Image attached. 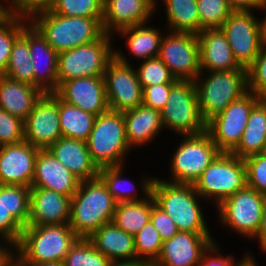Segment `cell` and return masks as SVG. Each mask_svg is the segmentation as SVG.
Wrapping results in <instances>:
<instances>
[{"instance_id":"6da1fadb","label":"cell","mask_w":266,"mask_h":266,"mask_svg":"<svg viewBox=\"0 0 266 266\" xmlns=\"http://www.w3.org/2000/svg\"><path fill=\"white\" fill-rule=\"evenodd\" d=\"M151 195L155 204L175 222L179 232L212 234L206 201L196 192L194 185L170 183L156 175Z\"/></svg>"},{"instance_id":"7a4b0ae2","label":"cell","mask_w":266,"mask_h":266,"mask_svg":"<svg viewBox=\"0 0 266 266\" xmlns=\"http://www.w3.org/2000/svg\"><path fill=\"white\" fill-rule=\"evenodd\" d=\"M116 205L99 176L81 181L71 197L69 226L79 238H89L102 225L112 222Z\"/></svg>"},{"instance_id":"3957f363","label":"cell","mask_w":266,"mask_h":266,"mask_svg":"<svg viewBox=\"0 0 266 266\" xmlns=\"http://www.w3.org/2000/svg\"><path fill=\"white\" fill-rule=\"evenodd\" d=\"M79 237L69 224L26 226L14 247L16 263L64 262Z\"/></svg>"},{"instance_id":"277c9868","label":"cell","mask_w":266,"mask_h":266,"mask_svg":"<svg viewBox=\"0 0 266 266\" xmlns=\"http://www.w3.org/2000/svg\"><path fill=\"white\" fill-rule=\"evenodd\" d=\"M29 22L58 53L98 40L103 34L102 18L63 16L49 11Z\"/></svg>"},{"instance_id":"5b68a950","label":"cell","mask_w":266,"mask_h":266,"mask_svg":"<svg viewBox=\"0 0 266 266\" xmlns=\"http://www.w3.org/2000/svg\"><path fill=\"white\" fill-rule=\"evenodd\" d=\"M86 142L91 160L98 169L127 164L133 151L126 138L123 112L111 109L96 116Z\"/></svg>"},{"instance_id":"8992f818","label":"cell","mask_w":266,"mask_h":266,"mask_svg":"<svg viewBox=\"0 0 266 266\" xmlns=\"http://www.w3.org/2000/svg\"><path fill=\"white\" fill-rule=\"evenodd\" d=\"M179 140L169 156L167 178L164 181L175 184H192L213 162L220 151L205 131L198 135L178 136Z\"/></svg>"},{"instance_id":"52a82bcc","label":"cell","mask_w":266,"mask_h":266,"mask_svg":"<svg viewBox=\"0 0 266 266\" xmlns=\"http://www.w3.org/2000/svg\"><path fill=\"white\" fill-rule=\"evenodd\" d=\"M194 83L201 116L207 122L248 92L247 69L201 71Z\"/></svg>"},{"instance_id":"ba28073f","label":"cell","mask_w":266,"mask_h":266,"mask_svg":"<svg viewBox=\"0 0 266 266\" xmlns=\"http://www.w3.org/2000/svg\"><path fill=\"white\" fill-rule=\"evenodd\" d=\"M246 186L244 159L220 152L194 183L196 192L213 209ZM213 204V205H212Z\"/></svg>"},{"instance_id":"9c48e42d","label":"cell","mask_w":266,"mask_h":266,"mask_svg":"<svg viewBox=\"0 0 266 266\" xmlns=\"http://www.w3.org/2000/svg\"><path fill=\"white\" fill-rule=\"evenodd\" d=\"M264 203V194L245 186L215 208L217 224L230 231L229 235L233 233L242 241L253 243L261 227Z\"/></svg>"},{"instance_id":"30bf717a","label":"cell","mask_w":266,"mask_h":266,"mask_svg":"<svg viewBox=\"0 0 266 266\" xmlns=\"http://www.w3.org/2000/svg\"><path fill=\"white\" fill-rule=\"evenodd\" d=\"M114 37L104 33L98 40L58 53V87L81 77L103 76L114 57Z\"/></svg>"},{"instance_id":"8fae6325","label":"cell","mask_w":266,"mask_h":266,"mask_svg":"<svg viewBox=\"0 0 266 266\" xmlns=\"http://www.w3.org/2000/svg\"><path fill=\"white\" fill-rule=\"evenodd\" d=\"M165 131L177 136L198 135L206 131L194 81L176 80L160 111Z\"/></svg>"},{"instance_id":"7c38bea8","label":"cell","mask_w":266,"mask_h":266,"mask_svg":"<svg viewBox=\"0 0 266 266\" xmlns=\"http://www.w3.org/2000/svg\"><path fill=\"white\" fill-rule=\"evenodd\" d=\"M256 11H233L220 29L237 63L248 68L265 44L262 17Z\"/></svg>"},{"instance_id":"4fadbf2b","label":"cell","mask_w":266,"mask_h":266,"mask_svg":"<svg viewBox=\"0 0 266 266\" xmlns=\"http://www.w3.org/2000/svg\"><path fill=\"white\" fill-rule=\"evenodd\" d=\"M260 100L248 91L206 122V132L220 152L231 153L238 146L250 112Z\"/></svg>"},{"instance_id":"5bb4252c","label":"cell","mask_w":266,"mask_h":266,"mask_svg":"<svg viewBox=\"0 0 266 266\" xmlns=\"http://www.w3.org/2000/svg\"><path fill=\"white\" fill-rule=\"evenodd\" d=\"M158 58L176 80L194 81L200 75V46L197 34L165 31Z\"/></svg>"},{"instance_id":"9a60e30c","label":"cell","mask_w":266,"mask_h":266,"mask_svg":"<svg viewBox=\"0 0 266 266\" xmlns=\"http://www.w3.org/2000/svg\"><path fill=\"white\" fill-rule=\"evenodd\" d=\"M109 108L124 112L142 104V87L134 64H126L115 56L103 75Z\"/></svg>"},{"instance_id":"2e32d148","label":"cell","mask_w":266,"mask_h":266,"mask_svg":"<svg viewBox=\"0 0 266 266\" xmlns=\"http://www.w3.org/2000/svg\"><path fill=\"white\" fill-rule=\"evenodd\" d=\"M62 137L59 96L44 93L24 121L25 141L39 149H48Z\"/></svg>"},{"instance_id":"e0dca14e","label":"cell","mask_w":266,"mask_h":266,"mask_svg":"<svg viewBox=\"0 0 266 266\" xmlns=\"http://www.w3.org/2000/svg\"><path fill=\"white\" fill-rule=\"evenodd\" d=\"M159 28V25L154 27L153 23L147 22L120 29L113 37L114 40L118 39L122 41L123 39L125 42L123 46L126 47V51H123L122 48H120L121 46H116V42H114V56L119 61L126 64H133V60H136L135 62L137 63V61L141 62L147 59L157 58L160 43L165 33L163 31L167 30L164 26L162 27L163 30Z\"/></svg>"},{"instance_id":"ac0fdd59","label":"cell","mask_w":266,"mask_h":266,"mask_svg":"<svg viewBox=\"0 0 266 266\" xmlns=\"http://www.w3.org/2000/svg\"><path fill=\"white\" fill-rule=\"evenodd\" d=\"M212 235L178 232L163 241L161 254L152 266H198L202 254L216 241Z\"/></svg>"},{"instance_id":"d6986e66","label":"cell","mask_w":266,"mask_h":266,"mask_svg":"<svg viewBox=\"0 0 266 266\" xmlns=\"http://www.w3.org/2000/svg\"><path fill=\"white\" fill-rule=\"evenodd\" d=\"M38 151L39 148L25 140L3 145L0 152V185H23L31 188Z\"/></svg>"},{"instance_id":"ffe728a7","label":"cell","mask_w":266,"mask_h":266,"mask_svg":"<svg viewBox=\"0 0 266 266\" xmlns=\"http://www.w3.org/2000/svg\"><path fill=\"white\" fill-rule=\"evenodd\" d=\"M55 93L65 102L96 116L109 110L103 76L63 82Z\"/></svg>"},{"instance_id":"44dd1931","label":"cell","mask_w":266,"mask_h":266,"mask_svg":"<svg viewBox=\"0 0 266 266\" xmlns=\"http://www.w3.org/2000/svg\"><path fill=\"white\" fill-rule=\"evenodd\" d=\"M71 197L46 188H31L27 226L69 224Z\"/></svg>"},{"instance_id":"7402d4cb","label":"cell","mask_w":266,"mask_h":266,"mask_svg":"<svg viewBox=\"0 0 266 266\" xmlns=\"http://www.w3.org/2000/svg\"><path fill=\"white\" fill-rule=\"evenodd\" d=\"M29 48L34 71V86L44 93L58 89V52L29 22Z\"/></svg>"},{"instance_id":"603a6c76","label":"cell","mask_w":266,"mask_h":266,"mask_svg":"<svg viewBox=\"0 0 266 266\" xmlns=\"http://www.w3.org/2000/svg\"><path fill=\"white\" fill-rule=\"evenodd\" d=\"M80 182L49 149H39L31 188H46L72 197Z\"/></svg>"},{"instance_id":"cb8c5ba5","label":"cell","mask_w":266,"mask_h":266,"mask_svg":"<svg viewBox=\"0 0 266 266\" xmlns=\"http://www.w3.org/2000/svg\"><path fill=\"white\" fill-rule=\"evenodd\" d=\"M126 165L103 167L99 169L98 176L105 183L109 193L117 204L132 201H143L151 195L152 183L156 176L145 172L139 176L138 183L128 179L124 173ZM142 176V177H141ZM141 178V179H140ZM137 184V185H136ZM142 195V196H141Z\"/></svg>"},{"instance_id":"d4e9b609","label":"cell","mask_w":266,"mask_h":266,"mask_svg":"<svg viewBox=\"0 0 266 266\" xmlns=\"http://www.w3.org/2000/svg\"><path fill=\"white\" fill-rule=\"evenodd\" d=\"M156 17L144 0H104L102 28L114 35L120 29L144 24Z\"/></svg>"},{"instance_id":"484cf974","label":"cell","mask_w":266,"mask_h":266,"mask_svg":"<svg viewBox=\"0 0 266 266\" xmlns=\"http://www.w3.org/2000/svg\"><path fill=\"white\" fill-rule=\"evenodd\" d=\"M129 147L143 149L161 137L164 131L161 112L143 104L123 112ZM160 135V136H159ZM157 138V139H156ZM155 140V141H154ZM152 143V144H151Z\"/></svg>"},{"instance_id":"4316f807","label":"cell","mask_w":266,"mask_h":266,"mask_svg":"<svg viewBox=\"0 0 266 266\" xmlns=\"http://www.w3.org/2000/svg\"><path fill=\"white\" fill-rule=\"evenodd\" d=\"M197 36L200 46V71H229L241 68L220 28L203 29Z\"/></svg>"},{"instance_id":"83f0119b","label":"cell","mask_w":266,"mask_h":266,"mask_svg":"<svg viewBox=\"0 0 266 266\" xmlns=\"http://www.w3.org/2000/svg\"><path fill=\"white\" fill-rule=\"evenodd\" d=\"M48 149L81 181L98 177L99 169L91 160L86 141L61 137Z\"/></svg>"},{"instance_id":"f1b7e54d","label":"cell","mask_w":266,"mask_h":266,"mask_svg":"<svg viewBox=\"0 0 266 266\" xmlns=\"http://www.w3.org/2000/svg\"><path fill=\"white\" fill-rule=\"evenodd\" d=\"M43 94L35 86L0 75V108L23 121Z\"/></svg>"},{"instance_id":"f546056e","label":"cell","mask_w":266,"mask_h":266,"mask_svg":"<svg viewBox=\"0 0 266 266\" xmlns=\"http://www.w3.org/2000/svg\"><path fill=\"white\" fill-rule=\"evenodd\" d=\"M88 239L110 261L136 259L134 236L119 229L113 222L102 225Z\"/></svg>"},{"instance_id":"4dcf8cb0","label":"cell","mask_w":266,"mask_h":266,"mask_svg":"<svg viewBox=\"0 0 266 266\" xmlns=\"http://www.w3.org/2000/svg\"><path fill=\"white\" fill-rule=\"evenodd\" d=\"M161 6L162 9L160 8ZM158 10L159 13L164 12L163 14H165L164 21L162 22L166 23L162 25L167 31L188 32L194 34L200 33V18L197 0H158L155 14L156 16L162 15L157 13Z\"/></svg>"},{"instance_id":"1f68e13d","label":"cell","mask_w":266,"mask_h":266,"mask_svg":"<svg viewBox=\"0 0 266 266\" xmlns=\"http://www.w3.org/2000/svg\"><path fill=\"white\" fill-rule=\"evenodd\" d=\"M266 152V99H261L251 110L238 146L231 152L246 159Z\"/></svg>"},{"instance_id":"d6a6232c","label":"cell","mask_w":266,"mask_h":266,"mask_svg":"<svg viewBox=\"0 0 266 266\" xmlns=\"http://www.w3.org/2000/svg\"><path fill=\"white\" fill-rule=\"evenodd\" d=\"M29 48V23L13 43L4 75L18 82L34 86V71Z\"/></svg>"},{"instance_id":"836d02e7","label":"cell","mask_w":266,"mask_h":266,"mask_svg":"<svg viewBox=\"0 0 266 266\" xmlns=\"http://www.w3.org/2000/svg\"><path fill=\"white\" fill-rule=\"evenodd\" d=\"M61 135L65 138L87 141L96 115L63 101L59 97Z\"/></svg>"},{"instance_id":"e575fe53","label":"cell","mask_w":266,"mask_h":266,"mask_svg":"<svg viewBox=\"0 0 266 266\" xmlns=\"http://www.w3.org/2000/svg\"><path fill=\"white\" fill-rule=\"evenodd\" d=\"M151 212L152 195L143 201L117 204L112 222L119 229L134 236L150 221Z\"/></svg>"},{"instance_id":"d590c367","label":"cell","mask_w":266,"mask_h":266,"mask_svg":"<svg viewBox=\"0 0 266 266\" xmlns=\"http://www.w3.org/2000/svg\"><path fill=\"white\" fill-rule=\"evenodd\" d=\"M30 192L23 185H2V204L23 227L30 217Z\"/></svg>"},{"instance_id":"8d00e7d4","label":"cell","mask_w":266,"mask_h":266,"mask_svg":"<svg viewBox=\"0 0 266 266\" xmlns=\"http://www.w3.org/2000/svg\"><path fill=\"white\" fill-rule=\"evenodd\" d=\"M28 23V19L0 12V75L6 71L13 43Z\"/></svg>"},{"instance_id":"74e56055","label":"cell","mask_w":266,"mask_h":266,"mask_svg":"<svg viewBox=\"0 0 266 266\" xmlns=\"http://www.w3.org/2000/svg\"><path fill=\"white\" fill-rule=\"evenodd\" d=\"M163 240L157 229L149 221L134 235L136 259L144 260L153 265L159 258Z\"/></svg>"},{"instance_id":"f35d334b","label":"cell","mask_w":266,"mask_h":266,"mask_svg":"<svg viewBox=\"0 0 266 266\" xmlns=\"http://www.w3.org/2000/svg\"><path fill=\"white\" fill-rule=\"evenodd\" d=\"M63 263L64 266H110L111 261L97 251L88 238H78Z\"/></svg>"},{"instance_id":"ab89813d","label":"cell","mask_w":266,"mask_h":266,"mask_svg":"<svg viewBox=\"0 0 266 266\" xmlns=\"http://www.w3.org/2000/svg\"><path fill=\"white\" fill-rule=\"evenodd\" d=\"M142 89L146 86L174 83L176 78L160 58L147 59L134 63Z\"/></svg>"},{"instance_id":"60d3db41","label":"cell","mask_w":266,"mask_h":266,"mask_svg":"<svg viewBox=\"0 0 266 266\" xmlns=\"http://www.w3.org/2000/svg\"><path fill=\"white\" fill-rule=\"evenodd\" d=\"M104 0H55L51 12L74 17L102 18Z\"/></svg>"},{"instance_id":"b9f144b4","label":"cell","mask_w":266,"mask_h":266,"mask_svg":"<svg viewBox=\"0 0 266 266\" xmlns=\"http://www.w3.org/2000/svg\"><path fill=\"white\" fill-rule=\"evenodd\" d=\"M200 32L203 29L220 28L233 12L228 0H197Z\"/></svg>"},{"instance_id":"7bdbcfd3","label":"cell","mask_w":266,"mask_h":266,"mask_svg":"<svg viewBox=\"0 0 266 266\" xmlns=\"http://www.w3.org/2000/svg\"><path fill=\"white\" fill-rule=\"evenodd\" d=\"M248 91L259 99H266V43L259 55L247 68Z\"/></svg>"},{"instance_id":"ee69618b","label":"cell","mask_w":266,"mask_h":266,"mask_svg":"<svg viewBox=\"0 0 266 266\" xmlns=\"http://www.w3.org/2000/svg\"><path fill=\"white\" fill-rule=\"evenodd\" d=\"M246 186L266 195V152L244 159Z\"/></svg>"},{"instance_id":"f6af8a7d","label":"cell","mask_w":266,"mask_h":266,"mask_svg":"<svg viewBox=\"0 0 266 266\" xmlns=\"http://www.w3.org/2000/svg\"><path fill=\"white\" fill-rule=\"evenodd\" d=\"M24 121L0 108V141L3 145L24 141Z\"/></svg>"},{"instance_id":"bcb514c9","label":"cell","mask_w":266,"mask_h":266,"mask_svg":"<svg viewBox=\"0 0 266 266\" xmlns=\"http://www.w3.org/2000/svg\"><path fill=\"white\" fill-rule=\"evenodd\" d=\"M54 3L55 0H12L3 11L30 20L40 12L49 11Z\"/></svg>"},{"instance_id":"7dc6e473","label":"cell","mask_w":266,"mask_h":266,"mask_svg":"<svg viewBox=\"0 0 266 266\" xmlns=\"http://www.w3.org/2000/svg\"><path fill=\"white\" fill-rule=\"evenodd\" d=\"M23 228L3 206L2 185H0V243L14 248L21 237Z\"/></svg>"},{"instance_id":"c3c4849f","label":"cell","mask_w":266,"mask_h":266,"mask_svg":"<svg viewBox=\"0 0 266 266\" xmlns=\"http://www.w3.org/2000/svg\"><path fill=\"white\" fill-rule=\"evenodd\" d=\"M173 83L146 86L142 90V104L161 111L171 91Z\"/></svg>"},{"instance_id":"681fc988","label":"cell","mask_w":266,"mask_h":266,"mask_svg":"<svg viewBox=\"0 0 266 266\" xmlns=\"http://www.w3.org/2000/svg\"><path fill=\"white\" fill-rule=\"evenodd\" d=\"M220 244L217 240L213 242L202 254L198 266H235L239 258L234 253L224 255Z\"/></svg>"},{"instance_id":"f907efd6","label":"cell","mask_w":266,"mask_h":266,"mask_svg":"<svg viewBox=\"0 0 266 266\" xmlns=\"http://www.w3.org/2000/svg\"><path fill=\"white\" fill-rule=\"evenodd\" d=\"M150 221L157 229L163 241L171 239L179 232L175 222L165 213V211L155 204L153 197Z\"/></svg>"},{"instance_id":"816d5d0a","label":"cell","mask_w":266,"mask_h":266,"mask_svg":"<svg viewBox=\"0 0 266 266\" xmlns=\"http://www.w3.org/2000/svg\"><path fill=\"white\" fill-rule=\"evenodd\" d=\"M233 11H261L264 0H228Z\"/></svg>"},{"instance_id":"f5cc1de1","label":"cell","mask_w":266,"mask_h":266,"mask_svg":"<svg viewBox=\"0 0 266 266\" xmlns=\"http://www.w3.org/2000/svg\"><path fill=\"white\" fill-rule=\"evenodd\" d=\"M255 243L257 242V247L259 248V252L262 254H266V195H265V203L263 208V216L262 223L258 235L252 240Z\"/></svg>"},{"instance_id":"db71d44e","label":"cell","mask_w":266,"mask_h":266,"mask_svg":"<svg viewBox=\"0 0 266 266\" xmlns=\"http://www.w3.org/2000/svg\"><path fill=\"white\" fill-rule=\"evenodd\" d=\"M14 261V248L0 243V266H9Z\"/></svg>"},{"instance_id":"11a10c76","label":"cell","mask_w":266,"mask_h":266,"mask_svg":"<svg viewBox=\"0 0 266 266\" xmlns=\"http://www.w3.org/2000/svg\"><path fill=\"white\" fill-rule=\"evenodd\" d=\"M244 253L241 255V258L237 261L235 266H259L258 261H256L257 257H255L253 251L246 249L244 250Z\"/></svg>"},{"instance_id":"9f6ffc18","label":"cell","mask_w":266,"mask_h":266,"mask_svg":"<svg viewBox=\"0 0 266 266\" xmlns=\"http://www.w3.org/2000/svg\"><path fill=\"white\" fill-rule=\"evenodd\" d=\"M110 266H152L149 262L139 259L111 261Z\"/></svg>"},{"instance_id":"6f0895ef","label":"cell","mask_w":266,"mask_h":266,"mask_svg":"<svg viewBox=\"0 0 266 266\" xmlns=\"http://www.w3.org/2000/svg\"><path fill=\"white\" fill-rule=\"evenodd\" d=\"M19 266H64L63 262L17 263Z\"/></svg>"},{"instance_id":"680465c9","label":"cell","mask_w":266,"mask_h":266,"mask_svg":"<svg viewBox=\"0 0 266 266\" xmlns=\"http://www.w3.org/2000/svg\"><path fill=\"white\" fill-rule=\"evenodd\" d=\"M261 17H262V23H263V33H264V40L266 43V0H264V3L262 5L261 9ZM264 12V13H263ZM264 14V16H262Z\"/></svg>"},{"instance_id":"91938a15","label":"cell","mask_w":266,"mask_h":266,"mask_svg":"<svg viewBox=\"0 0 266 266\" xmlns=\"http://www.w3.org/2000/svg\"><path fill=\"white\" fill-rule=\"evenodd\" d=\"M155 12L158 5V0H144Z\"/></svg>"},{"instance_id":"94428289","label":"cell","mask_w":266,"mask_h":266,"mask_svg":"<svg viewBox=\"0 0 266 266\" xmlns=\"http://www.w3.org/2000/svg\"><path fill=\"white\" fill-rule=\"evenodd\" d=\"M12 0H0V7L4 9Z\"/></svg>"},{"instance_id":"6125c7cd","label":"cell","mask_w":266,"mask_h":266,"mask_svg":"<svg viewBox=\"0 0 266 266\" xmlns=\"http://www.w3.org/2000/svg\"><path fill=\"white\" fill-rule=\"evenodd\" d=\"M2 148H3V144L0 141V152H1Z\"/></svg>"}]
</instances>
